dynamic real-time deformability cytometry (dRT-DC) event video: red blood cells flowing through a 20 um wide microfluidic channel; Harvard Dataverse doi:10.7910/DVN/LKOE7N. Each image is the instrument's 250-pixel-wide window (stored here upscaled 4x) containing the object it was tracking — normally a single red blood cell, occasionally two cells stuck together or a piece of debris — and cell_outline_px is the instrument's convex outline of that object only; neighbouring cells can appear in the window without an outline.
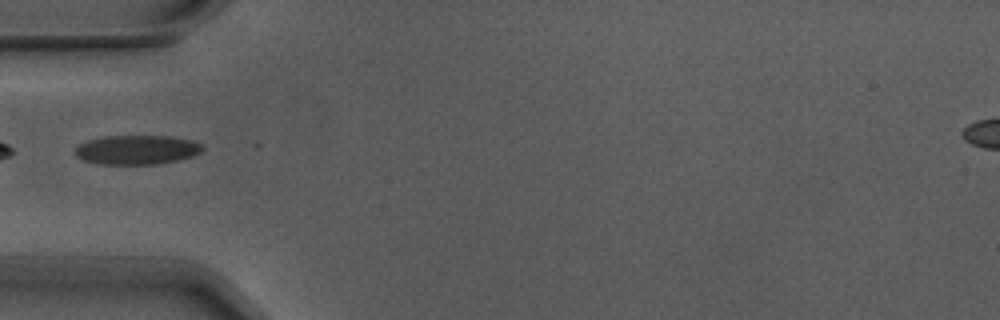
{"species": "Egyptian fruit bat (a non-hibernating species)", "species_latin": "Rousettus aegyptiacus", "temperature_condition": "warm", "stored_images_in_passage": 1, "camera_frame_rate_fps": 3000, "um_per_image_px": 0.085, "animal": {"sex": "male"}, "frame": {"image": 1, "passage_image": 1, "time_ms": 0.0, "image_size_px": [1000, 320], "cell_outline_px": [[204, 148], [200, 152], [192, 156], [176, 160], [156, 164], [96, 164], [84, 160], [76, 156], [76, 148], [80, 144], [88, 140], [104, 136], [168, 136], [192, 140], [200, 144]], "centroid_in_image_um": [11.62, 12.73], "position_along_channel_um": 73.4, "area_um2": 21.56}}